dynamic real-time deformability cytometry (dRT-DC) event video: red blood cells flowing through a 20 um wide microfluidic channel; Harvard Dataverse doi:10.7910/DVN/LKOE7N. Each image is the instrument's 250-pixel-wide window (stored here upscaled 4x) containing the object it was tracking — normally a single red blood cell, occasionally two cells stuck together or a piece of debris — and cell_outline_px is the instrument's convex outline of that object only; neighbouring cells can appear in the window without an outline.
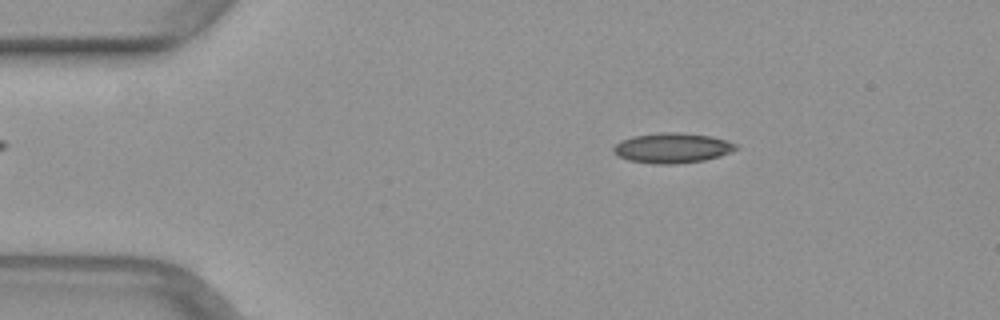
{"species": "common noctule bat (a hibernating species)", "species_latin": "Nyctalus noctula", "temperature_condition": "warm", "stored_images_in_passage": 49, "camera_frame_rate_fps": 3000, "um_per_image_px": 0.085, "animal": {"sex": "female", "body_mass_g": 29.2, "forearm_length_mm": 56.3}, "frame": {"image": 1, "passage_image": 8, "time_ms": 2.333, "image_size_px": [1000, 320], "cell_outline_px": [[740, 148], [720, 156], [704, 160], [672, 164], [656, 164], [628, 160], [616, 156], [612, 152], [612, 148], [620, 140], [632, 136], [660, 132], [680, 132], [712, 136], [728, 140], [736, 144]], "centroid_in_image_um": [57.13, 12.57], "position_along_channel_um": 27.9, "area_um2": 21.73}}
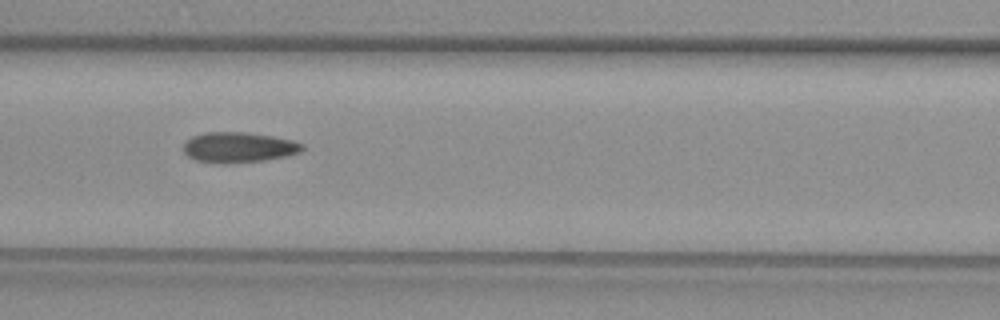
{"frame": {"image": 2, "passage_image": 21, "time_ms": 6.667, "image_size_px": [1000, 320], "cell_outline_px": [[304, 148], [300, 152], [288, 156], [264, 160], [224, 164], [220, 164], [196, 160], [188, 156], [184, 152], [184, 144], [192, 136], [204, 132], [244, 132], [272, 136], [292, 140], [304, 144]], "centroid_in_image_um": [20.29, 12.53], "position_along_channel_um": 146.3, "area_um2": 21.1}}
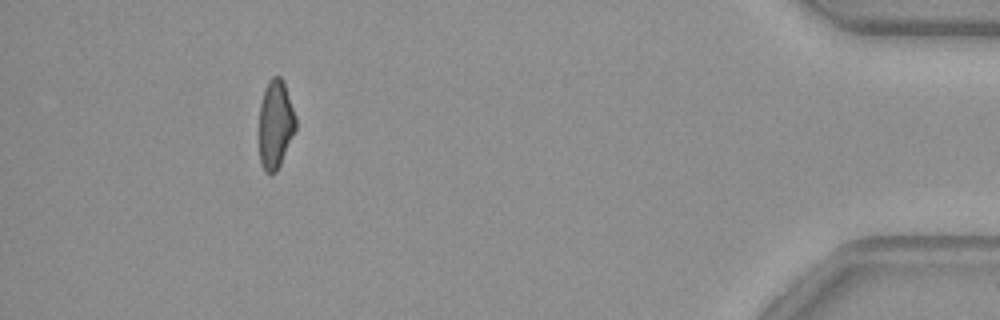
{"frame": {"image": 3, "passage_image": 45, "time_ms": 14.667, "image_size_px": [1000, 320], "cell_outline_px": [[296, 128], [280, 164], [276, 172], [268, 172], [260, 164], [260, 104], [264, 88], [268, 80], [272, 76], [280, 76], [284, 80], [296, 116]], "centroid_in_image_um": [23.42, 10.49], "position_along_channel_um": 411.8, "area_um2": 18.79}}